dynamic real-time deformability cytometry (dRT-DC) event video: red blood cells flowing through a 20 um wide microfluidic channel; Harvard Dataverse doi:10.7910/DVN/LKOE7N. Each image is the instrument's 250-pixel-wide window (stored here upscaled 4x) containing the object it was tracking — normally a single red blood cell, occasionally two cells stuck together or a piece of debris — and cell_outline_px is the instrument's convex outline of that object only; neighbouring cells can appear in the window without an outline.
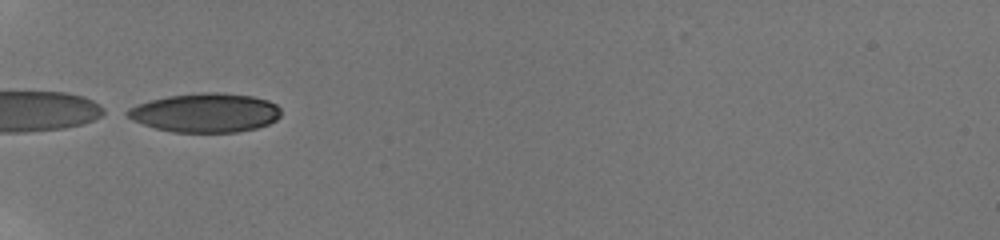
{"species": "human", "species_latin": "Homo sapiens", "temperature_condition": "room temperature", "stored_images_in_passage": 8, "camera_frame_rate_fps": 3000, "um_per_image_px": 0.085, "donor": {"sex": "male"}, "frame": {"image": 1, "passage_image": 1, "time_ms": 0.0, "image_size_px": [1000, 240], "cell_outline_px": [[280, 116], [276, 120], [268, 124], [256, 128], [236, 132], [172, 132], [156, 128], [132, 120], [120, 112], [136, 104], [168, 96], [200, 92], [224, 92], [252, 96], [268, 100], [276, 104], [280, 108]], "centroid_in_image_um": [17.43, 9.57], "position_along_channel_um": 67.6, "area_um2": 35.2}}